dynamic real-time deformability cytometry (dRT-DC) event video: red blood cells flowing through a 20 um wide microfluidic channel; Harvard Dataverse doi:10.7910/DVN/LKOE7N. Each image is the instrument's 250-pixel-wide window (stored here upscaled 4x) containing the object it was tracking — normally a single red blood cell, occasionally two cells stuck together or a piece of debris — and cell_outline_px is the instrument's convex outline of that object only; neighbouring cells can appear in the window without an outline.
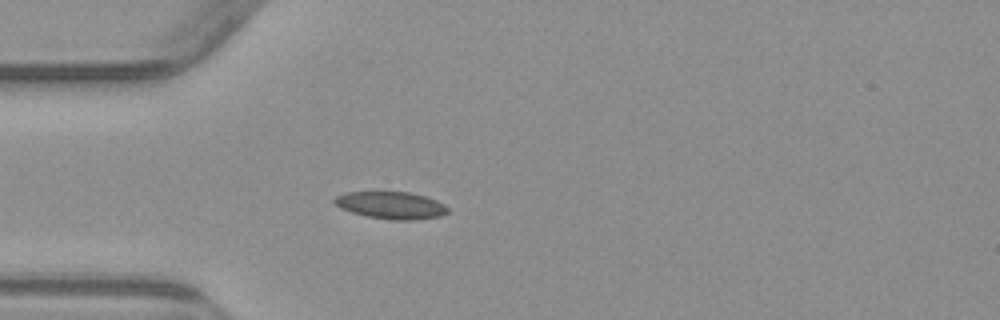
{"species": "common noctule bat (a hibernating species)", "species_latin": "Nyctalus noctula", "temperature_condition": "warm", "stored_images_in_passage": 5, "camera_frame_rate_fps": 3000, "um_per_image_px": 0.085, "animal": {"sex": "male", "body_mass_g": 23.1, "forearm_length_mm": 52.7}, "frame": {"image": 1, "passage_image": 5, "time_ms": 5.0, "image_size_px": [1000, 320], "cell_outline_px": [[448, 212], [440, 216], [416, 220], [396, 220], [368, 216], [352, 212], [340, 208], [332, 200], [336, 196], [344, 192], [412, 192], [436, 200], [444, 204], [448, 208]], "centroid_in_image_um": [33.24, 17.44], "position_along_channel_um": 51.8, "area_um2": 17.92}}